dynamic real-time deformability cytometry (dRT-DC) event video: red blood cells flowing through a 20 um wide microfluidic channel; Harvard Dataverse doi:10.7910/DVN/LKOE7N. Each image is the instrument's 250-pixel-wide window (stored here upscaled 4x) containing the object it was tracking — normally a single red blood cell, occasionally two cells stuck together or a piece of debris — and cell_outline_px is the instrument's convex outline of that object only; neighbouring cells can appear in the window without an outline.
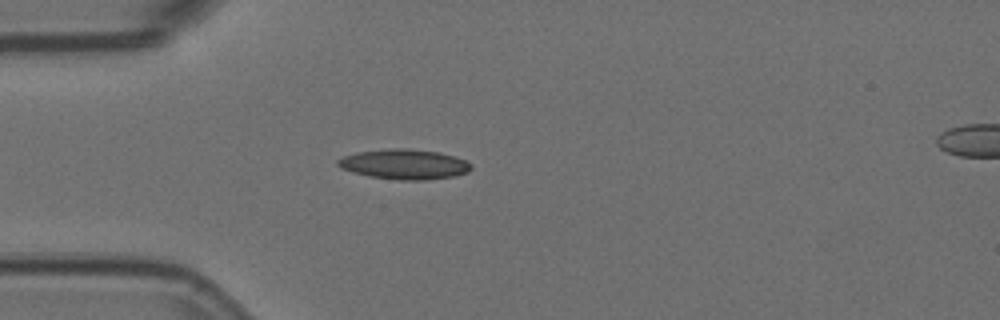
{"species": "Egyptian fruit bat (a non-hibernating species)", "species_latin": "Rousettus aegyptiacus", "temperature_condition": "room temperature", "stored_images_in_passage": 2, "camera_frame_rate_fps": 3000, "um_per_image_px": 0.085, "animal": {"sex": "female"}, "frame": {"image": 1, "passage_image": 1, "time_ms": 0.0, "image_size_px": [1000, 320], "cell_outline_px": [[472, 168], [468, 172], [456, 176], [428, 180], [396, 180], [372, 176], [352, 172], [340, 168], [336, 164], [336, 160], [344, 156], [356, 152], [388, 148], [404, 148], [440, 152], [464, 160], [472, 164]], "centroid_in_image_um": [34.36, 13.96], "position_along_channel_um": 50.6, "area_um2": 23.47}}